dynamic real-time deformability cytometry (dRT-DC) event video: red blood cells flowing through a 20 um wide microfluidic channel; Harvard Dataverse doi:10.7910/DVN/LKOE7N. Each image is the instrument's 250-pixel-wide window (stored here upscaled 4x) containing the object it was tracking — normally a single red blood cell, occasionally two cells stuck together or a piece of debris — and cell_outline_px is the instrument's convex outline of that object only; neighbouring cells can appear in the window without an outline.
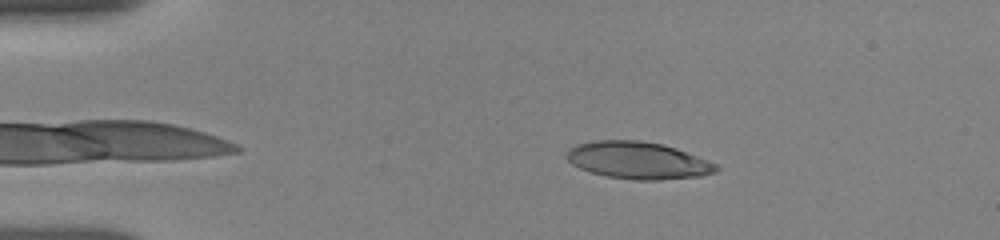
{"species": "human", "species_latin": "Homo sapiens", "temperature_condition": "room temperature", "stored_images_in_passage": 9, "camera_frame_rate_fps": 3000, "um_per_image_px": 0.085, "donor": {"sex": "female"}, "frame": {"image": 1, "passage_image": 2, "time_ms": 0.667, "image_size_px": [1000, 240], "cell_outline_px": [[720, 168], [716, 172], [700, 176], [660, 180], [636, 180], [604, 176], [580, 168], [572, 164], [564, 156], [568, 148], [576, 144], [592, 140], [640, 140], [664, 144], [676, 148], [716, 164]], "centroid_in_image_um": [54.19, 13.62], "position_along_channel_um": 30.8, "area_um2": 32.54}}
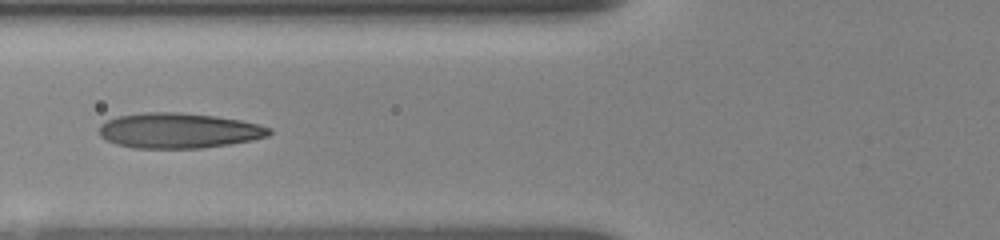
{"frame": {"image": 2, "passage_image": 7, "time_ms": 4.333, "image_size_px": [1000, 240], "cell_outline_px": [[272, 132], [268, 136], [252, 140], [204, 148], [136, 148], [116, 144], [100, 136], [96, 132], [100, 124], [116, 116], [144, 112], [180, 112], [216, 116], [240, 120], [260, 124], [272, 128]], "centroid_in_image_um": [15.18, 11.09], "position_along_channel_um": 110.6, "area_um2": 35.2}}
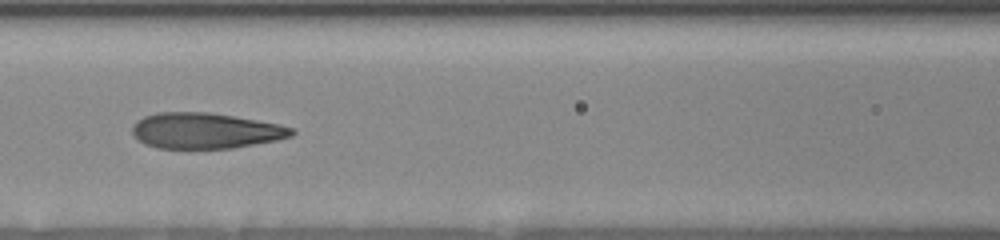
{"frame": {"image": 3, "passage_image": 8, "time_ms": 5.333, "image_size_px": [1000, 240], "cell_outline_px": [[296, 132], [292, 136], [276, 140], [232, 148], [156, 148], [144, 144], [132, 132], [132, 128], [136, 120], [144, 116], [156, 112], [208, 112], [280, 124], [292, 128]], "centroid_in_image_um": [17.44, 11.1], "position_along_channel_um": 149.2, "area_um2": 33.06}}